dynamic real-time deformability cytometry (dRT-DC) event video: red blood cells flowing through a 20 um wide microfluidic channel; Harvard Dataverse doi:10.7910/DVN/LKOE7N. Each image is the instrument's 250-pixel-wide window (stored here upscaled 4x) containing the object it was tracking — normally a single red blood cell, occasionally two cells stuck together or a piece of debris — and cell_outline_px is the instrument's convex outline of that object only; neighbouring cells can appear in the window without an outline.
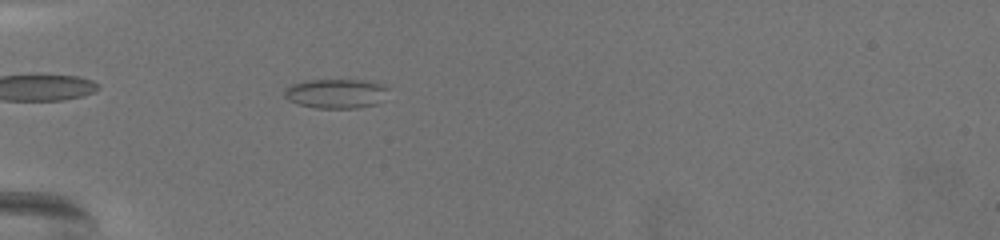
{"species": "common noctule bat (a hibernating species)", "species_latin": "Nyctalus noctula", "temperature_condition": "warm", "stored_images_in_passage": 58, "camera_frame_rate_fps": 3000, "um_per_image_px": 0.085, "animal": {"sex": "female", "body_mass_g": 19.5, "forearm_length_mm": 54.1}, "frame": {"image": 1, "passage_image": 11, "time_ms": 3.333, "image_size_px": [1000, 240], "cell_outline_px": [[388, 88], [384, 100], [376, 104], [360, 108], [316, 108], [296, 104], [288, 100], [284, 96], [284, 88], [292, 84], [304, 80], [364, 80], [380, 84]], "centroid_in_image_um": [28.53, 7.96], "position_along_channel_um": 56.5, "area_um2": 18.03}}
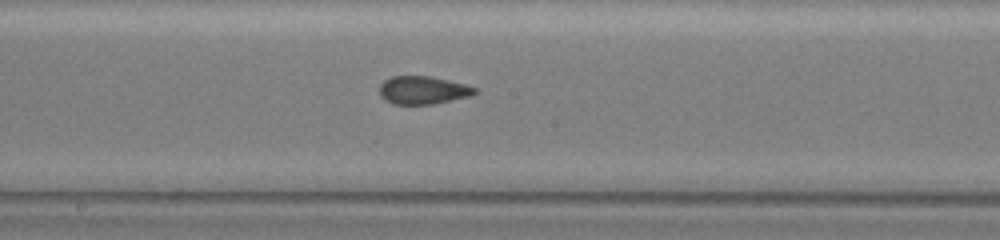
{"frame": {"image": 2, "passage_image": 28, "time_ms": 9.0, "image_size_px": [1000, 240], "cell_outline_px": [[476, 92], [472, 96], [436, 104], [392, 104], [384, 100], [380, 96], [380, 84], [384, 80], [392, 76], [428, 76], [448, 80], [464, 84], [476, 88]], "centroid_in_image_um": [35.94, 7.67], "position_along_channel_um": 212.3, "area_um2": 15.66}}
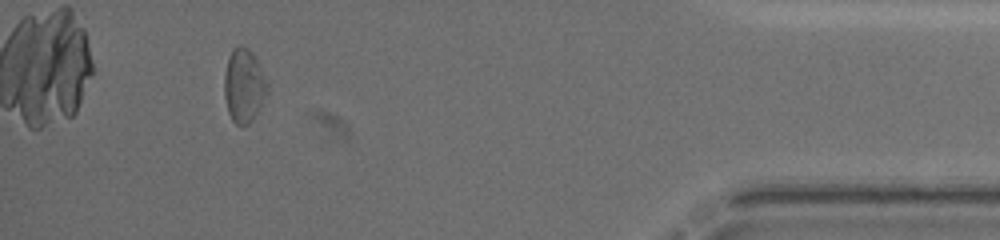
{"frame": {"image": 3, "passage_image": 53, "time_ms": 17.333, "image_size_px": [1000, 240], "cell_outline_px": [[268, 92], [252, 120], [248, 124], [240, 128], [232, 120], [228, 112], [224, 96], [224, 72], [232, 48], [240, 44], [248, 48], [252, 52], [268, 84]], "centroid_in_image_um": [20.71, 7.29], "position_along_channel_um": 414.5, "area_um2": 18.5}, "authors_computed_cell_mechanics": {"area_um2": 16.0973, "velocity_mm_per_s": 3.0293, "shape_relaxation_time_tau1_ms": 9.7235, "shape_relaxation_time_tau2_ms": 1.7203, "deformation_change_tau1": 0.169, "deformation_change_tau2": 0.0733}}